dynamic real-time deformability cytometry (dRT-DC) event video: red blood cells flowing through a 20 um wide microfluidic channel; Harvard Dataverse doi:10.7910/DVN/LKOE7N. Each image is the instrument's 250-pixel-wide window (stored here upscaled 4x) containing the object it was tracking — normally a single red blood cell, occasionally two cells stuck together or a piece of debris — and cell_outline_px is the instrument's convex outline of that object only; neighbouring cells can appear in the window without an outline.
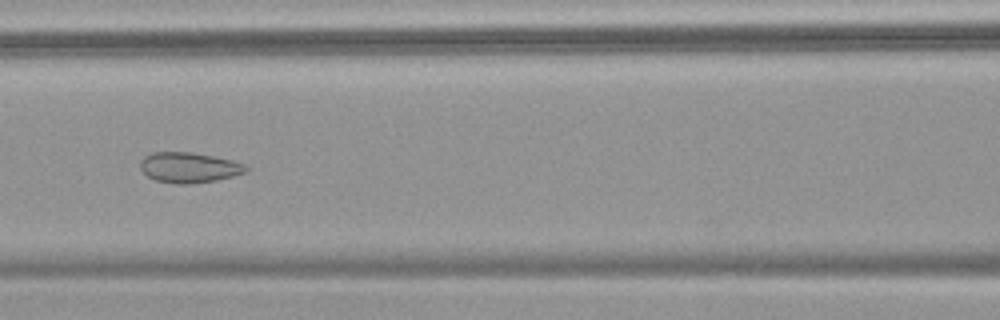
{"species": "common noctule bat (a hibernating species)", "species_latin": "Nyctalus noctula", "temperature_condition": "warm", "stored_images_in_passage": 56, "camera_frame_rate_fps": 3000, "um_per_image_px": 0.085, "animal": {"sex": "female", "body_mass_g": 18.4}, "frame": {"image": 1, "passage_image": 26, "time_ms": 8.333, "image_size_px": [1000, 320], "cell_outline_px": [[248, 172], [216, 180], [188, 184], [176, 184], [156, 180], [148, 176], [140, 168], [140, 160], [144, 156], [152, 152], [192, 152], [232, 160], [244, 164], [248, 168]], "centroid_in_image_um": [16.06, 14.23], "position_along_channel_um": 150.5, "area_um2": 18.67}}
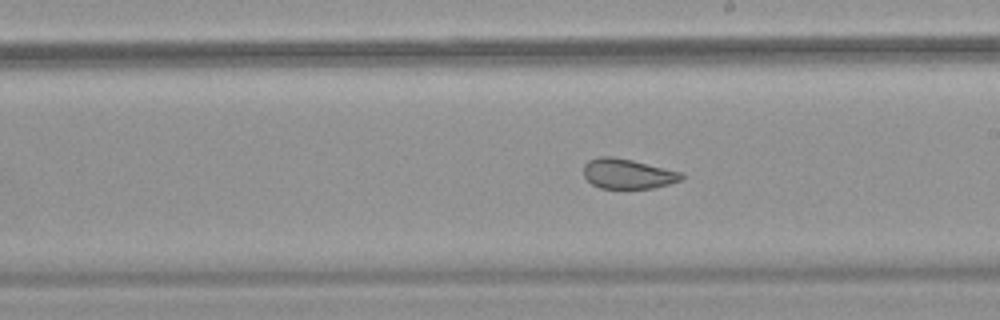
{"frame": {"image": 2, "passage_image": 33, "time_ms": 10.667, "image_size_px": [1000, 320], "cell_outline_px": [[684, 176], [680, 180], [668, 184], [652, 188], [600, 188], [592, 184], [584, 176], [584, 164], [588, 160], [600, 156], [612, 156], [632, 160], [684, 172]], "centroid_in_image_um": [53.36, 14.76], "position_along_channel_um": 235.6, "area_um2": 17.11}}
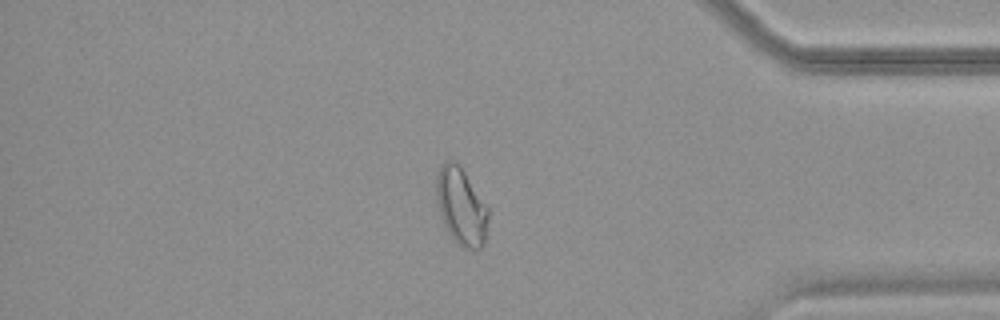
{"frame": {"image": 3, "passage_image": 48, "time_ms": 15.667, "image_size_px": [1000, 320], "cell_outline_px": [[488, 216], [484, 244], [480, 248], [464, 248], [452, 240], [440, 216], [436, 200], [436, 172], [440, 164], [448, 160], [452, 160], [460, 164], [488, 208]], "centroid_in_image_um": [39.16, 17.51], "position_along_channel_um": 396.0, "area_um2": 23.52}, "authors_computed_cell_mechanics": {"area_um2": 23.4379, "velocity_mm_per_s": 3.6712, "shape_relaxation_time_tau1_ms": null, "shape_relaxation_time_tau2_ms": 1.1191, "deformation_change_tau1": null, "deformation_change_tau2": 0.0768}}